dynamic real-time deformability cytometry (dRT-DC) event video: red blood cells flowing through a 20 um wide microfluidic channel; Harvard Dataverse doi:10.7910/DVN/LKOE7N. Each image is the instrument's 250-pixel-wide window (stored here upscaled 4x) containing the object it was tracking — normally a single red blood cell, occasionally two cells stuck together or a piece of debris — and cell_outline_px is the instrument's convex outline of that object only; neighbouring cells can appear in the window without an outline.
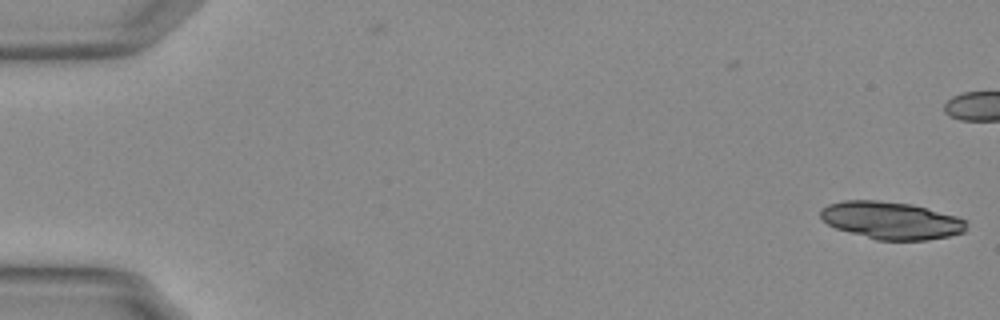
{"species": "Egyptian fruit bat (a non-hibernating species)", "species_latin": "Rousettus aegyptiacus", "temperature_condition": "warm", "stored_images_in_passage": 2, "camera_frame_rate_fps": 3000, "um_per_image_px": 0.085, "animal": {"sex": "female"}, "frame": {"image": 1, "passage_image": 2, "time_ms": 0.333, "image_size_px": [1000, 320], "cell_outline_px": [[968, 220], [964, 232], [948, 236], [928, 240], [876, 240], [836, 228], [828, 224], [820, 216], [820, 208], [828, 204], [844, 200], [876, 200], [912, 204], [956, 216]], "centroid_in_image_um": [75.75, 18.73], "position_along_channel_um": 9.2, "area_um2": 31.85}}